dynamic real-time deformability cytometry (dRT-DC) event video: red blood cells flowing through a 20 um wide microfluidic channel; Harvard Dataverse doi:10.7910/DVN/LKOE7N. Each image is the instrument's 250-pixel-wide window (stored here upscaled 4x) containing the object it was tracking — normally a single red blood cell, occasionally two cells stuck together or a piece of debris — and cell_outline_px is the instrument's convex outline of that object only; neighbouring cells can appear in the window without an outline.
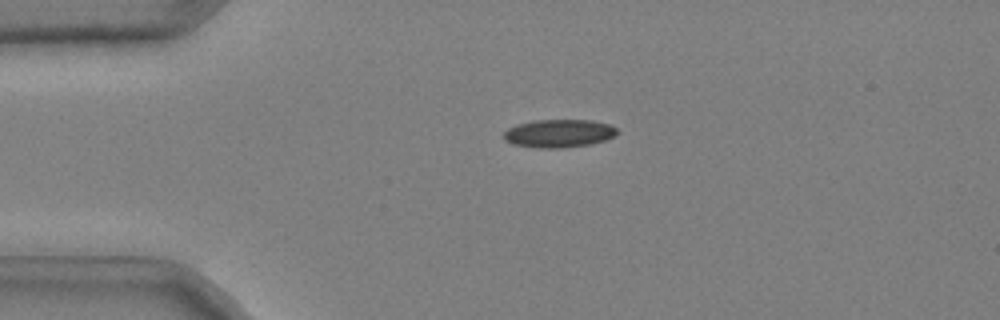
{"species": "common noctule bat (a hibernating species)", "species_latin": "Nyctalus noctula", "temperature_condition": "cold", "stored_images_in_passage": 38, "camera_frame_rate_fps": 3000, "um_per_image_px": 0.085, "animal": {"sex": "male", "body_mass_g": 20.4}, "frame": {"image": 1, "passage_image": 1, "time_ms": 0.0, "image_size_px": [1000, 320], "cell_outline_px": [[620, 132], [604, 140], [588, 144], [560, 148], [540, 148], [512, 144], [504, 140], [504, 132], [508, 128], [516, 124], [532, 120], [592, 120], [608, 124], [616, 128]], "centroid_in_image_um": [47.47, 11.33], "position_along_channel_um": 37.5, "area_um2": 18.5}}
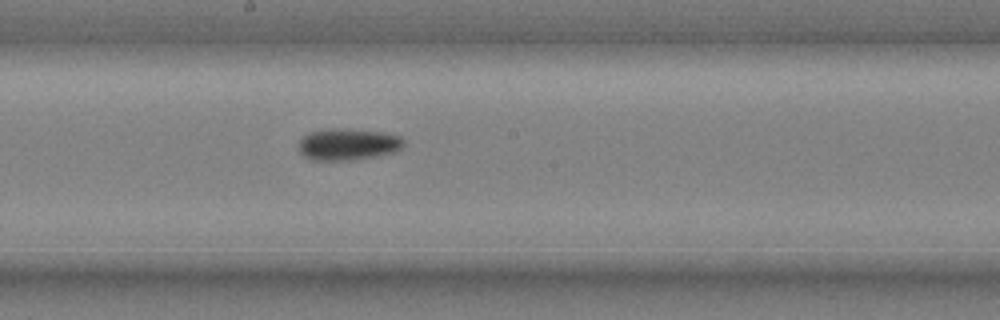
{"frame": {"image": 2, "passage_image": 18, "time_ms": 5.667, "image_size_px": [1000, 320], "cell_outline_px": [[404, 144], [396, 152], [380, 156], [352, 160], [312, 160], [304, 156], [300, 152], [300, 140], [308, 132], [328, 128], [336, 128], [384, 132], [400, 136], [404, 140]], "centroid_in_image_um": [29.6, 12.27], "position_along_channel_um": 218.6, "area_um2": 19.54}}
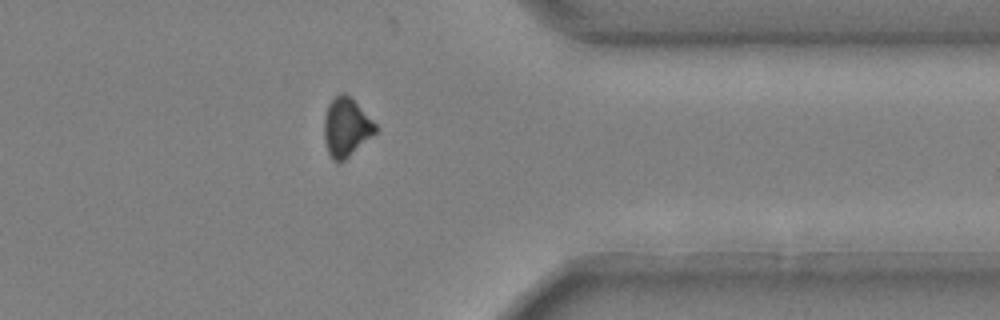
{"frame": {"image": 3, "passage_image": 32, "time_ms": 10.333, "image_size_px": [1000, 320], "cell_outline_px": [[376, 132], [340, 164], [332, 160], [328, 152], [324, 140], [324, 116], [328, 104], [340, 92], [344, 92], [376, 124]], "centroid_in_image_um": [29.39, 10.85], "position_along_channel_um": 382.0, "area_um2": 17.28}, "authors_computed_cell_mechanics": {"area_um2": 18.6983, "velocity_mm_per_s": 3.7232, "shape_relaxation_time_tau1_ms": 2.5404, "shape_relaxation_time_tau2_ms": null, "deformation_change_tau1": 0.1105, "deformation_change_tau2": null}}